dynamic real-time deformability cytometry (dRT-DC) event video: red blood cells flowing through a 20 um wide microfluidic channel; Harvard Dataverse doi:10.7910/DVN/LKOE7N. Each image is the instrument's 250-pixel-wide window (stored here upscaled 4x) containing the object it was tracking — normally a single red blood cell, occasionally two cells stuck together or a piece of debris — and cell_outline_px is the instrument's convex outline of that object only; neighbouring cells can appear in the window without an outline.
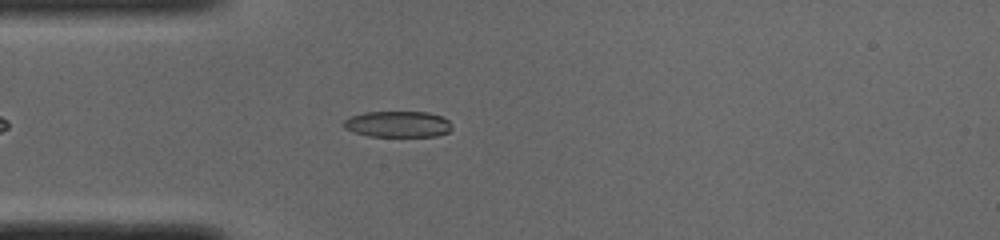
{"species": "common noctule bat (a hibernating species)", "species_latin": "Nyctalus noctula", "temperature_condition": "cold", "stored_images_in_passage": 40, "camera_frame_rate_fps": 3000, "um_per_image_px": 0.085, "animal": {"sex": "male", "body_mass_g": 19.0, "forearm_length_mm": 50.8}, "frame": {"image": 1, "passage_image": 6, "time_ms": 1.667, "image_size_px": [1000, 240], "cell_outline_px": [[452, 128], [448, 132], [436, 136], [368, 136], [344, 128], [344, 120], [352, 116], [364, 112], [428, 112], [440, 116], [448, 120], [452, 124]], "centroid_in_image_um": [33.84, 10.55], "position_along_channel_um": 51.2, "area_um2": 16.36}}
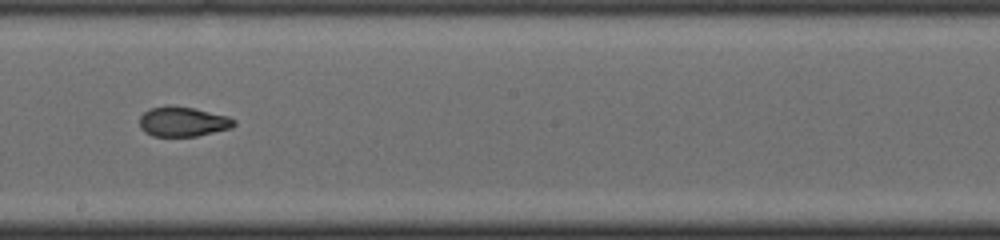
{"frame": {"image": 2, "passage_image": 20, "time_ms": 6.333, "image_size_px": [1000, 240], "cell_outline_px": [[236, 124], [232, 128], [196, 136], [152, 136], [144, 132], [140, 128], [140, 116], [148, 108], [164, 104], [168, 104], [192, 108], [228, 116], [236, 120]], "centroid_in_image_um": [15.51, 10.32], "position_along_channel_um": 232.7, "area_um2": 16.65}}
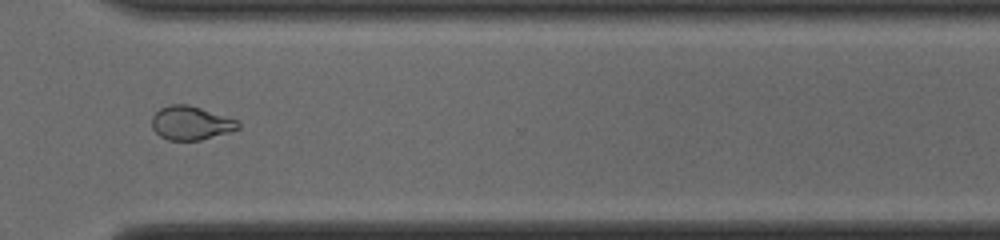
{"frame": {"image": 3, "passage_image": 29, "time_ms": 9.333, "image_size_px": [1000, 240], "cell_outline_px": [[240, 128], [228, 132], [200, 140], [168, 140], [160, 136], [152, 128], [152, 116], [160, 108], [168, 104], [188, 104], [240, 120]], "centroid_in_image_um": [16.23, 10.44], "position_along_channel_um": 354.4, "area_um2": 17.05}, "authors_computed_cell_mechanics": {"area_um2": 17.0221, "velocity_mm_per_s": 4.0352, "shape_relaxation_time_tau1_ms": null, "shape_relaxation_time_tau2_ms": 1.5171, "deformation_change_tau1": null, "deformation_change_tau2": 0.0705}}